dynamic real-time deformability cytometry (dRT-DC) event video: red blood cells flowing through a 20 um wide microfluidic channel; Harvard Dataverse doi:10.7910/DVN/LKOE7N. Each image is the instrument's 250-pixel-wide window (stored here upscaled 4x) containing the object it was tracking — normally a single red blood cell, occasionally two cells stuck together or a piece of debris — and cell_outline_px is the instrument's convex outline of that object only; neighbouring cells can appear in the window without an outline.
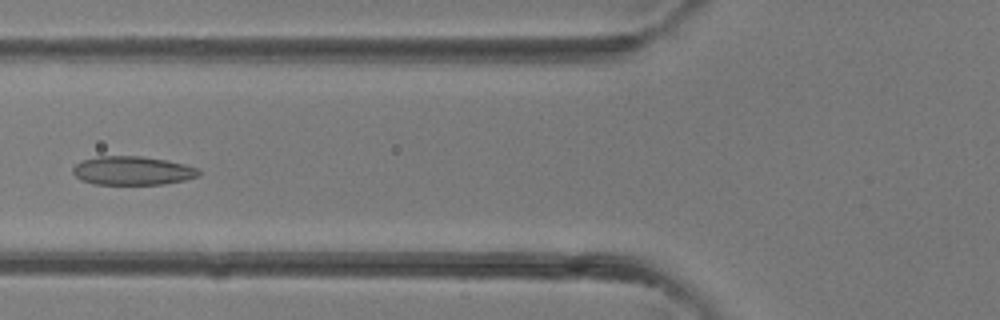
{"species": "common noctule bat (a hibernating species)", "species_latin": "Nyctalus noctula", "temperature_condition": "room temperature", "stored_images_in_passage": 40, "camera_frame_rate_fps": 3000, "um_per_image_px": 0.085, "animal": {"sex": "female"}, "frame": {"image": 1, "passage_image": 16, "time_ms": 5.0, "image_size_px": [1000, 320], "cell_outline_px": [[200, 176], [184, 180], [164, 184], [96, 184], [80, 180], [72, 172], [72, 168], [76, 164], [84, 160], [100, 156], [140, 156], [168, 160], [184, 164], [196, 168], [200, 172]], "centroid_in_image_um": [11.26, 14.51], "position_along_channel_um": 114.5, "area_um2": 20.98}}
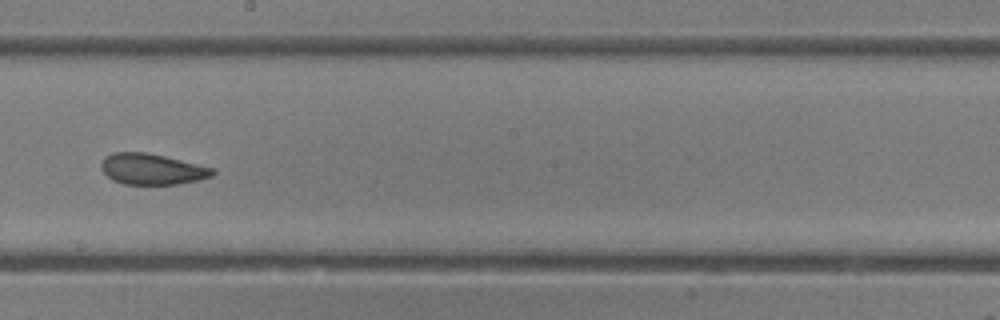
{"frame": {"image": 2, "passage_image": 23, "time_ms": 7.333, "image_size_px": [1000, 320], "cell_outline_px": [[216, 172], [212, 176], [180, 184], [124, 184], [112, 180], [100, 168], [100, 164], [104, 156], [112, 152], [144, 152], [164, 156], [216, 168]], "centroid_in_image_um": [12.91, 14.37], "position_along_channel_um": 235.3, "area_um2": 20.17}}
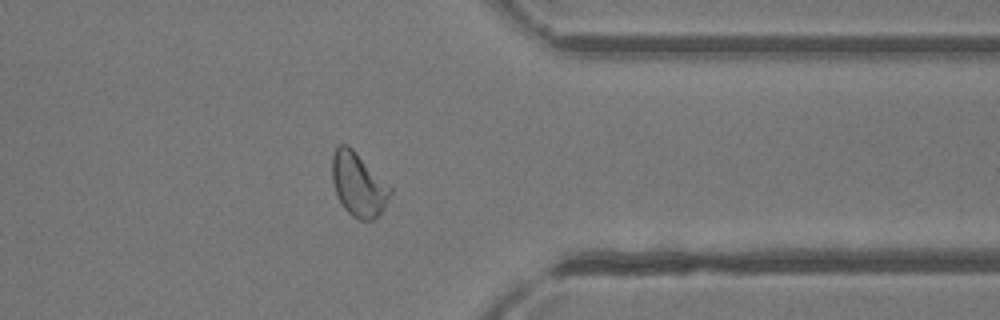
{"frame": {"image": 3, "passage_image": 32, "time_ms": 10.333, "image_size_px": [1000, 320], "cell_outline_px": [[392, 192], [384, 208], [372, 220], [360, 220], [352, 216], [344, 208], [336, 192], [332, 180], [332, 156], [336, 148], [340, 144], [348, 144], [392, 188]], "centroid_in_image_um": [30.46, 15.68], "position_along_channel_um": 380.9, "area_um2": 21.27}}